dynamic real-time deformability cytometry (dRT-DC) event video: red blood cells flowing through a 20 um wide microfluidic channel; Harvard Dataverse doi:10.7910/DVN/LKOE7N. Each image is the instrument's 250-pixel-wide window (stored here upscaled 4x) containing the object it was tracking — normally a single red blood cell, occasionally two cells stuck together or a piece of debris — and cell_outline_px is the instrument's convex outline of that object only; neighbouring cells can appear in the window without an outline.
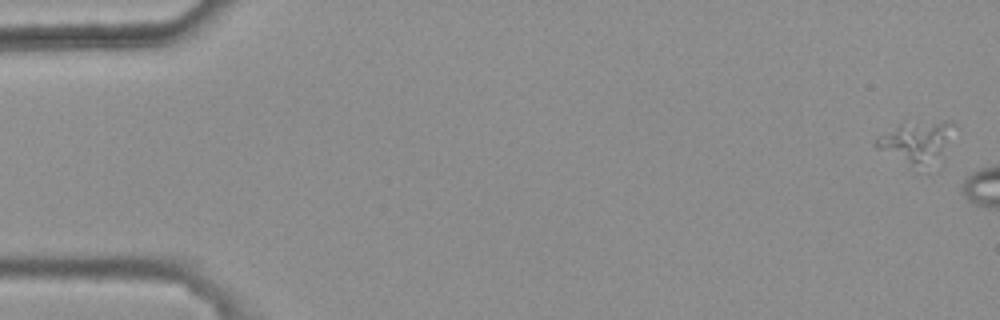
{"species": "common noctule bat (a hibernating species)", "species_latin": "Nyctalus noctula", "temperature_condition": "warm", "stored_images_in_passage": 3, "camera_frame_rate_fps": 3000, "um_per_image_px": 0.085, "animal": {"sex": "female", "body_mass_g": 25.1}, "frame": {"image": 1, "passage_image": 1, "time_ms": 0.0, "image_size_px": [1000, 320], "cell_outline_px": [[956, 124], [940, 148], [936, 152], [920, 160], [908, 164], [876, 148], [876, 140], [880, 136], [900, 124], [944, 120], [948, 120]], "centroid_in_image_um": [77.77, 11.89], "position_along_channel_um": 7.2, "area_um2": 16.13}}